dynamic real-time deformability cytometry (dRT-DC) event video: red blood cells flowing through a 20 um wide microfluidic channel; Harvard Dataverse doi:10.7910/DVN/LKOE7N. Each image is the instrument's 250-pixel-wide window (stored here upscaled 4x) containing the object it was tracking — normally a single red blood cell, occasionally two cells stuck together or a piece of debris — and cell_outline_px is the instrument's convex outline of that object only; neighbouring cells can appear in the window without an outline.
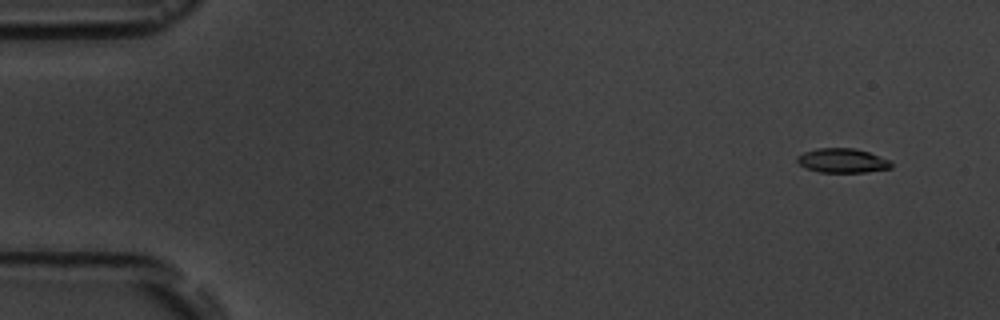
{"species": "common noctule bat (a hibernating species)", "species_latin": "Nyctalus noctula", "temperature_condition": "room temperature", "stored_images_in_passage": 9, "camera_frame_rate_fps": 3000, "um_per_image_px": 0.085, "animal": {"sex": "male", "body_mass_g": 19.5, "forearm_length_mm": 54.6}, "frame": {"image": 1, "passage_image": 2, "time_ms": 1.0, "image_size_px": [1000, 320], "cell_outline_px": [[892, 168], [868, 172], [820, 172], [804, 168], [796, 160], [796, 156], [804, 152], [816, 148], [856, 148], [868, 152], [888, 160], [892, 164]], "centroid_in_image_um": [71.57, 13.65], "position_along_channel_um": 13.4, "area_um2": 13.35}}
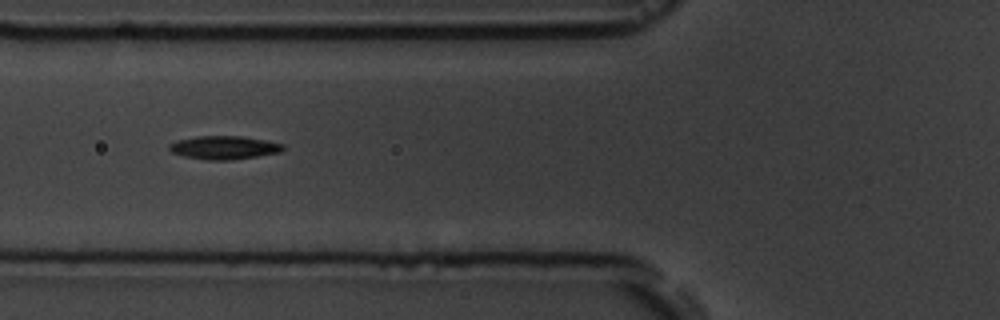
{"frame": {"image": 2, "passage_image": 7, "time_ms": 6.667, "image_size_px": [1000, 320], "cell_outline_px": [[284, 148], [280, 152], [232, 160], [208, 160], [184, 156], [172, 152], [168, 148], [168, 144], [176, 140], [196, 136], [240, 136], [264, 140], [284, 144]], "centroid_in_image_um": [19.01, 12.54], "position_along_channel_um": 106.8, "area_um2": 15.43}}
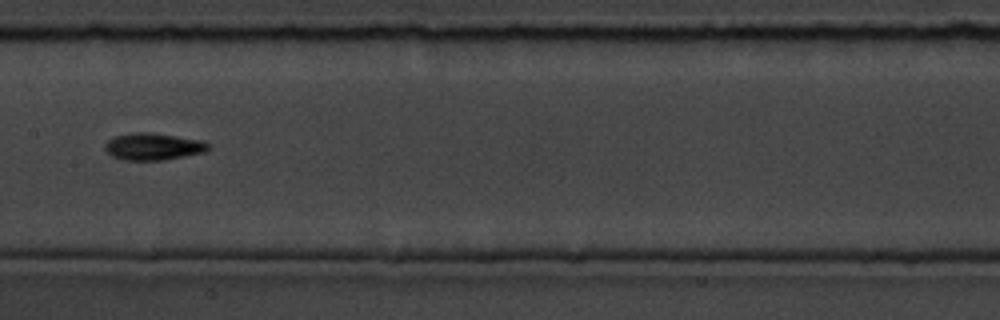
{"frame": {"image": 3, "passage_image": 9, "time_ms": 9.0, "image_size_px": [1000, 320], "cell_outline_px": [[208, 148], [204, 152], [164, 160], [124, 160], [112, 156], [104, 148], [104, 144], [112, 136], [132, 132], [148, 132], [204, 140], [208, 144]], "centroid_in_image_um": [12.98, 12.44], "position_along_channel_um": 194.4, "area_um2": 16.3}}